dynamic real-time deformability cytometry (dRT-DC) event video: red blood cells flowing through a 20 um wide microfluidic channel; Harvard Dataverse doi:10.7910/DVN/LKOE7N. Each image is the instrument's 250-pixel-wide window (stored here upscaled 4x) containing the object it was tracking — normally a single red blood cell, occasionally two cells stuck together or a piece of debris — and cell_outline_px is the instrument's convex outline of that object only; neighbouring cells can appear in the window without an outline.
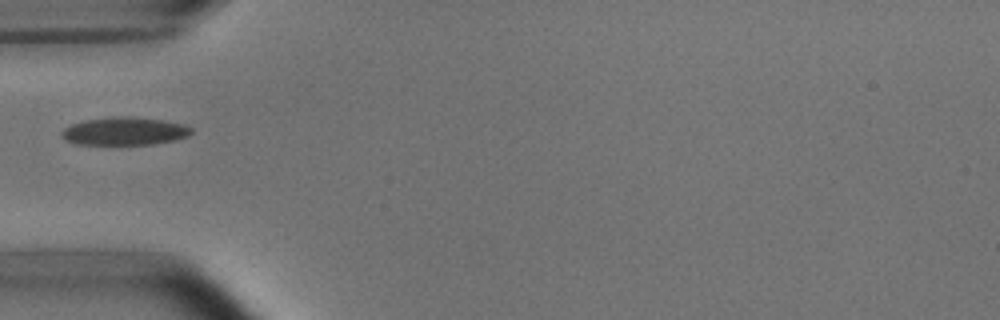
{"species": "common noctule bat (a hibernating species)", "species_latin": "Nyctalus noctula", "temperature_condition": "room temperature", "stored_images_in_passage": 1, "camera_frame_rate_fps": 3000, "um_per_image_px": 0.085, "animal": {"sex": "male", "body_mass_g": 15.6}, "frame": {"image": 1, "passage_image": 1, "time_ms": 0.0, "image_size_px": [1000, 320], "cell_outline_px": [[192, 132], [188, 136], [176, 140], [156, 144], [76, 144], [64, 140], [60, 136], [60, 132], [64, 128], [72, 124], [88, 120], [120, 116], [128, 116], [164, 120], [184, 124], [192, 128]], "centroid_in_image_um": [10.6, 11.16], "position_along_channel_um": 74.4, "area_um2": 21.15}}